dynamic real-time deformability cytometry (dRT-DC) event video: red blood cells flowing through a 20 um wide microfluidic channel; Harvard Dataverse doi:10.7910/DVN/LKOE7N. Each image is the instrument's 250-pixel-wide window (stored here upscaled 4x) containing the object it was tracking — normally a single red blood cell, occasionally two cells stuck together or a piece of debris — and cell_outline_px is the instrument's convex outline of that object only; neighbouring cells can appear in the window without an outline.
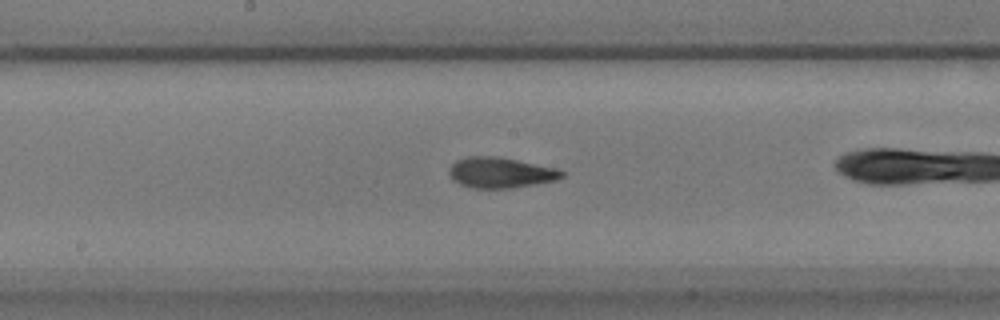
{"species": "common noctule bat (a hibernating species)", "species_latin": "Nyctalus noctula", "temperature_condition": "warm", "stored_images_in_passage": 33, "camera_frame_rate_fps": 3000, "um_per_image_px": 0.085, "animal": {"sex": "male", "body_mass_g": 17.9}, "frame": {"image": 1, "passage_image": 19, "time_ms": 6.0, "image_size_px": [1000, 320], "cell_outline_px": [[564, 176], [556, 180], [512, 188], [472, 188], [460, 184], [452, 180], [448, 172], [448, 168], [456, 160], [468, 156], [500, 156], [560, 168], [564, 172]], "centroid_in_image_um": [42.55, 14.66], "position_along_channel_um": 205.6, "area_um2": 20.46}}